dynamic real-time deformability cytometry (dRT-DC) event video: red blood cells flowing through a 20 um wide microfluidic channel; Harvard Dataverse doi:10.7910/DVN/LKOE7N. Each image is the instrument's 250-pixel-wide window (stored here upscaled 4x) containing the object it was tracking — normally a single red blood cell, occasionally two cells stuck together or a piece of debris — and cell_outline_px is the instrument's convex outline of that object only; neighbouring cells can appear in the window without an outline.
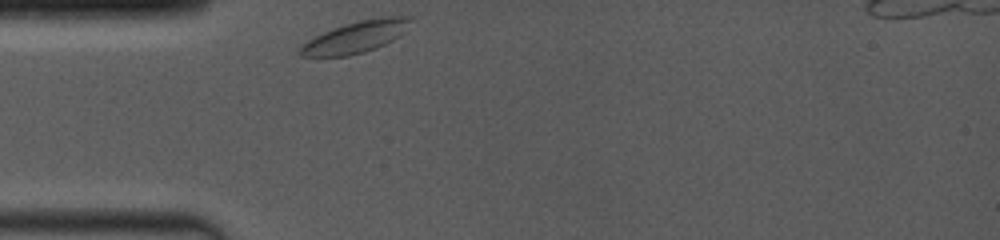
{"species": "common noctule bat (a hibernating species)", "species_latin": "Nyctalus noctula", "temperature_condition": "room temperature", "stored_images_in_passage": 27, "camera_frame_rate_fps": 4000, "um_per_image_px": 0.085, "animal": {"sex": "female", "body_mass_g": 19.0, "forearm_length_mm": 53.3}, "frame": {"image": 1, "passage_image": 1, "time_ms": 0.0, "image_size_px": [1000, 240], "cell_outline_px": [[412, 16], [404, 32], [392, 40], [376, 48], [364, 52], [348, 56], [300, 56], [296, 52], [308, 40], [324, 32], [344, 24], [360, 20], [380, 16]], "centroid_in_image_um": [30.23, 3.14], "position_along_channel_um": 54.8, "area_um2": 20.11}}
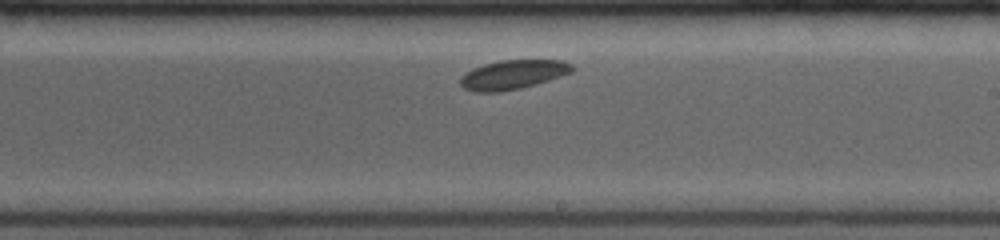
{"frame": {"image": 2, "passage_image": 16, "time_ms": 5.25, "image_size_px": [1000, 240], "cell_outline_px": [[572, 72], [548, 80], [520, 88], [500, 92], [476, 92], [464, 88], [460, 84], [460, 76], [472, 68], [484, 64], [500, 60], [560, 60], [572, 64]], "centroid_in_image_um": [43.55, 6.34], "position_along_channel_um": 245.5, "area_um2": 18.9}}
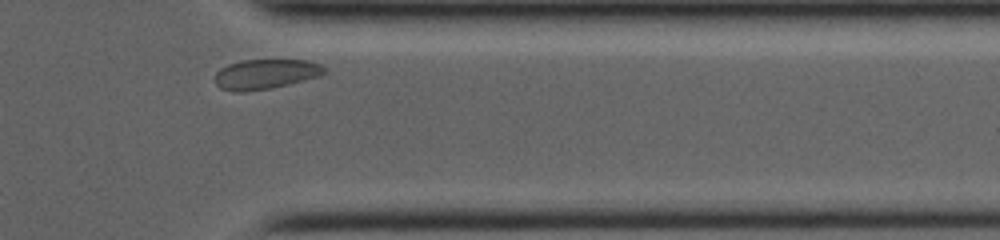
{"frame": {"image": 3, "passage_image": 27, "time_ms": 9.0, "image_size_px": [1000, 240], "cell_outline_px": [[324, 72], [320, 76], [272, 88], [240, 92], [232, 92], [220, 88], [216, 84], [216, 72], [220, 68], [228, 64], [240, 60], [308, 60], [320, 64], [324, 68]], "centroid_in_image_um": [22.54, 6.3], "position_along_channel_um": 388.9, "area_um2": 19.02}}